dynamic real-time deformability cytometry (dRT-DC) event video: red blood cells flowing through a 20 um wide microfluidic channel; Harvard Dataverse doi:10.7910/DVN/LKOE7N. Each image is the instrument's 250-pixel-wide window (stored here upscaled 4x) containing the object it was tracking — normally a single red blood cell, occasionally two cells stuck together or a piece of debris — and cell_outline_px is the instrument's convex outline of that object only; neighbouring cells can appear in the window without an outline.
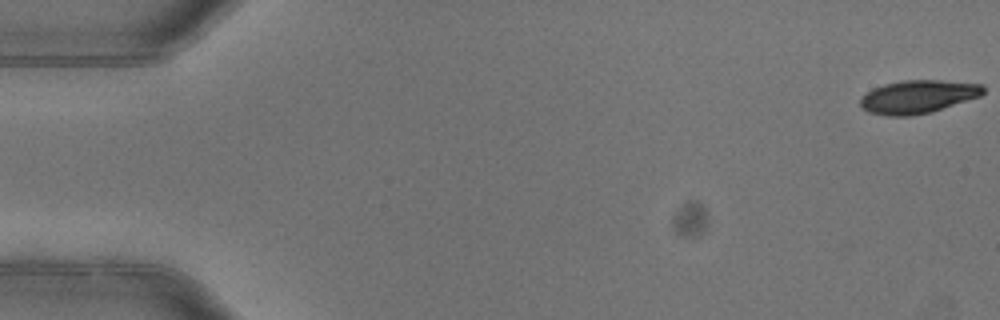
{"species": "common noctule bat (a hibernating species)", "species_latin": "Nyctalus noctula", "temperature_condition": "warm", "stored_images_in_passage": 5, "camera_frame_rate_fps": 3000, "um_per_image_px": 0.085, "animal": {"sex": "female"}, "frame": {"image": 1, "passage_image": 1, "time_ms": 0.0, "image_size_px": [1000, 320], "cell_outline_px": [[984, 92], [980, 96], [932, 112], [908, 116], [888, 116], [868, 112], [860, 104], [860, 100], [872, 88], [884, 84], [904, 80], [940, 80], [984, 84]], "centroid_in_image_um": [78.05, 8.22], "position_along_channel_um": 7.0, "area_um2": 23.7}}
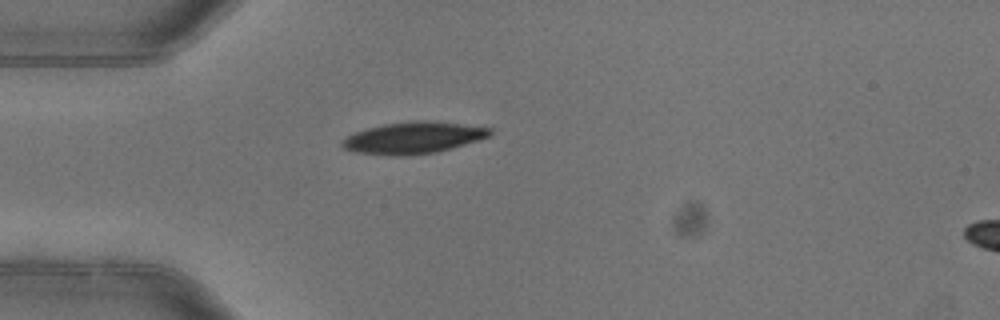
{"frame": {"image": 2, "passage_image": 5, "time_ms": 1.333, "image_size_px": [1000, 320], "cell_outline_px": [[492, 132], [488, 136], [464, 144], [436, 152], [408, 156], [392, 156], [352, 152], [344, 148], [340, 144], [340, 140], [364, 128], [384, 124], [412, 120], [436, 120], [492, 128]], "centroid_in_image_um": [35.08, 11.7], "position_along_channel_um": 49.9, "area_um2": 27.57}}